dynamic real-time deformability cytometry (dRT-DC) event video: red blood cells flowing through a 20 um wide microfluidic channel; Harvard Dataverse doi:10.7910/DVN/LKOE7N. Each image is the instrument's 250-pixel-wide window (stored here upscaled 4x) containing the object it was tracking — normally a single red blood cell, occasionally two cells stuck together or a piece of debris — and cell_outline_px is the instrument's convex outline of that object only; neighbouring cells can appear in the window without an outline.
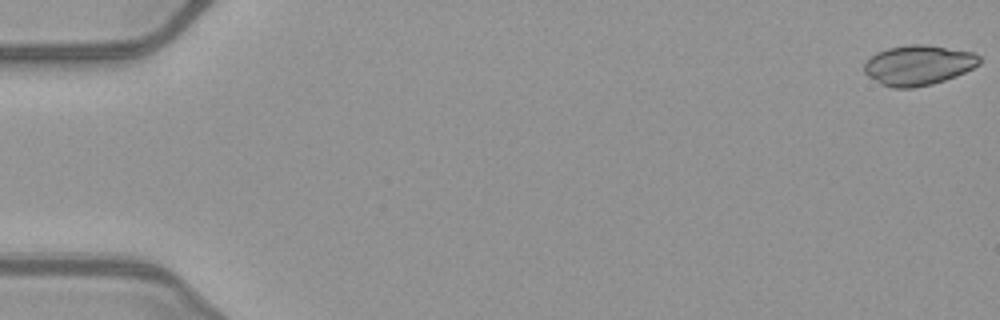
{"species": "common noctule bat (a hibernating species)", "species_latin": "Nyctalus noctula", "temperature_condition": "warm", "stored_images_in_passage": 52, "camera_frame_rate_fps": 3000, "um_per_image_px": 0.085, "animal": {"sex": "female", "body_mass_g": 21.9}, "frame": {"image": 1, "passage_image": 1, "time_ms": 0.0, "image_size_px": [1000, 320], "cell_outline_px": [[980, 64], [956, 76], [932, 84], [912, 88], [892, 88], [880, 84], [868, 76], [864, 72], [864, 64], [876, 52], [888, 48], [912, 44], [924, 44], [972, 52], [980, 56]], "centroid_in_image_um": [78.04, 5.54], "position_along_channel_um": 7.0, "area_um2": 26.76}}
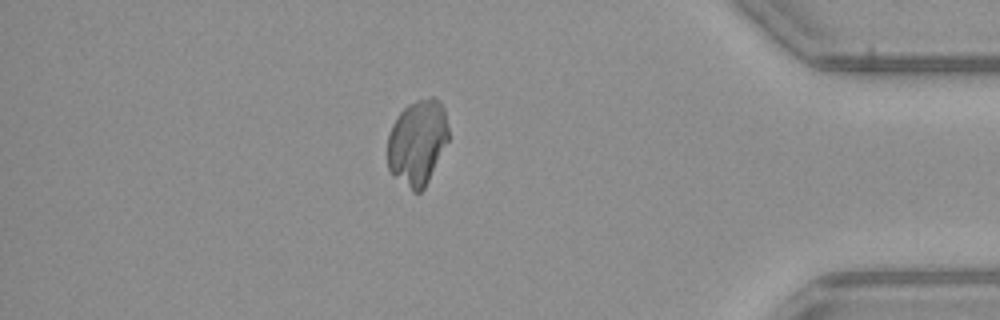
{"frame": {"image": 2, "passage_image": 45, "time_ms": 14.667, "image_size_px": [1000, 320], "cell_outline_px": [[448, 140], [424, 188], [420, 192], [412, 192], [388, 168], [388, 136], [392, 124], [400, 112], [408, 104], [416, 100], [432, 96], [440, 100], [444, 108], [448, 128]], "centroid_in_image_um": [35.48, 12.06], "position_along_channel_um": 399.7, "area_um2": 30.11}}
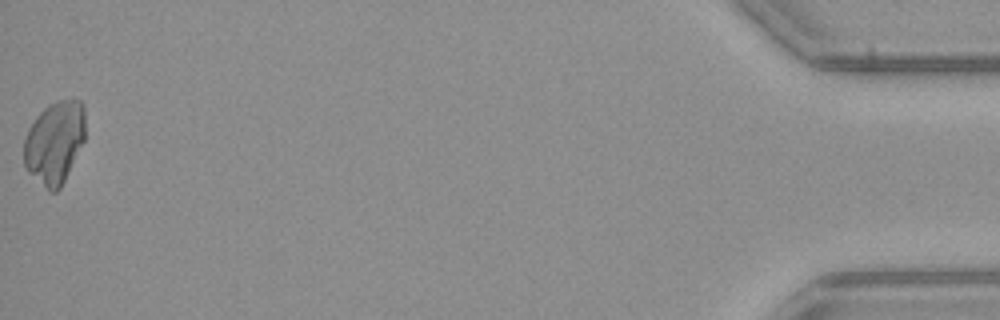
{"frame": {"image": 3, "passage_image": 52, "time_ms": 17.0, "image_size_px": [1000, 320], "cell_outline_px": [[84, 140], [60, 188], [56, 192], [48, 192], [28, 172], [24, 164], [24, 140], [28, 128], [36, 116], [48, 104], [56, 100], [72, 96], [80, 100], [84, 104]], "centroid_in_image_um": [4.63, 12.06], "position_along_channel_um": 430.6, "area_um2": 29.88}}